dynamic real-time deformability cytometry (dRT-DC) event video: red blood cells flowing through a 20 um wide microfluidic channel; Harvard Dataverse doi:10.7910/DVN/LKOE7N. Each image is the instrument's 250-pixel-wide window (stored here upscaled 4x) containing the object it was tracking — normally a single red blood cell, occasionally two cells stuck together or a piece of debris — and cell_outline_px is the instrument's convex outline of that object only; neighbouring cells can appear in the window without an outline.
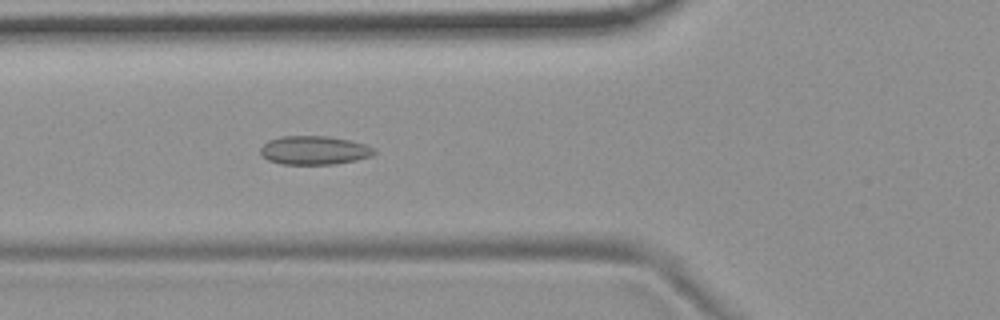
{"species": "common noctule bat (a hibernating species)", "species_latin": "Nyctalus noctula", "temperature_condition": "room temperature", "stored_images_in_passage": 6, "camera_frame_rate_fps": 3000, "um_per_image_px": 0.085, "animal": {"sex": "female", "body_mass_g": 19.9}, "frame": {"image": 1, "passage_image": 6, "time_ms": 6.667, "image_size_px": [1000, 320], "cell_outline_px": [[376, 152], [372, 156], [356, 160], [336, 164], [280, 164], [268, 160], [260, 152], [260, 148], [268, 140], [280, 136], [328, 136], [348, 140], [364, 144], [376, 148]], "centroid_in_image_um": [26.72, 12.77], "position_along_channel_um": 99.1, "area_um2": 19.07}}